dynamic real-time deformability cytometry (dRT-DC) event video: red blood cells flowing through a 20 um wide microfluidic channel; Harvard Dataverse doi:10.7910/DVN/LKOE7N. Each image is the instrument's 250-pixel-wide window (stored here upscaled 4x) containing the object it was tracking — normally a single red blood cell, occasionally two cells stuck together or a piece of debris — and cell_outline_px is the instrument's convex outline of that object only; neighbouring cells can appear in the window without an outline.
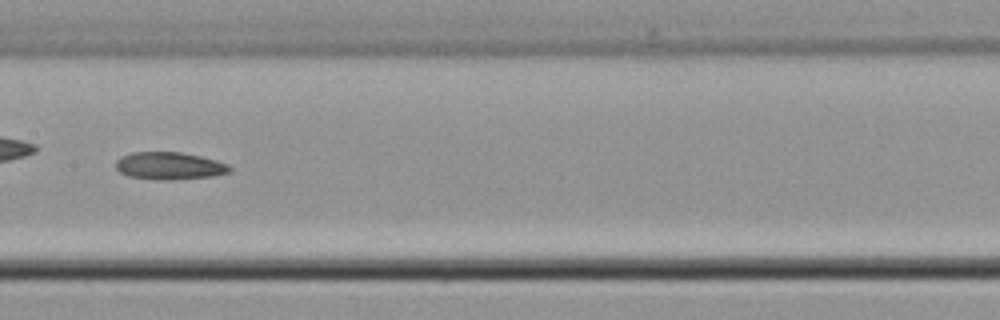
{"species": "common noctule bat (a hibernating species)", "species_latin": "Nyctalus noctula", "temperature_condition": "cold", "stored_images_in_passage": 40, "camera_frame_rate_fps": 3000, "um_per_image_px": 0.085, "animal": {"sex": "male", "body_mass_g": 21.5, "forearm_length_mm": 52.0}, "frame": {"image": 1, "passage_image": 12, "time_ms": 3.667, "image_size_px": [1000, 320], "cell_outline_px": [[232, 172], [216, 176], [172, 180], [168, 180], [128, 176], [120, 172], [116, 168], [116, 160], [120, 156], [132, 152], [180, 152], [200, 156], [216, 160], [228, 164], [232, 168]], "centroid_in_image_um": [14.44, 14.09], "position_along_channel_um": 193.0, "area_um2": 18.32}}
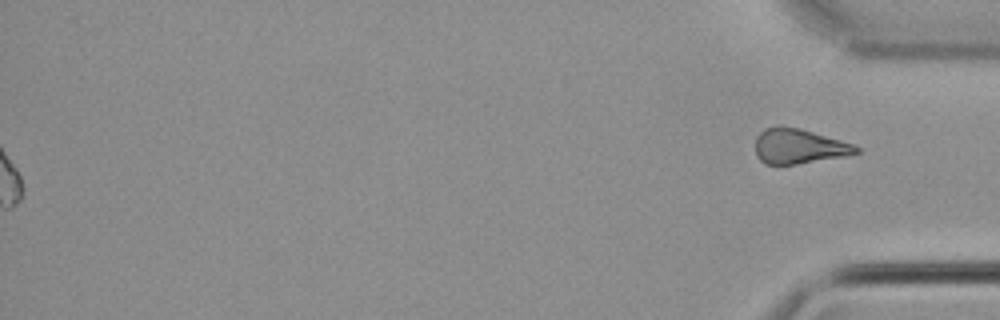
{"frame": {"image": 2, "passage_image": 40, "time_ms": 13.0, "image_size_px": [1000, 320], "cell_outline_px": [[860, 152], [844, 156], [796, 164], [764, 164], [756, 156], [756, 136], [764, 128], [780, 124], [800, 128], [840, 140], [852, 144], [860, 148]], "centroid_in_image_um": [67.86, 12.41], "position_along_channel_um": 367.3, "area_um2": 20.58}}